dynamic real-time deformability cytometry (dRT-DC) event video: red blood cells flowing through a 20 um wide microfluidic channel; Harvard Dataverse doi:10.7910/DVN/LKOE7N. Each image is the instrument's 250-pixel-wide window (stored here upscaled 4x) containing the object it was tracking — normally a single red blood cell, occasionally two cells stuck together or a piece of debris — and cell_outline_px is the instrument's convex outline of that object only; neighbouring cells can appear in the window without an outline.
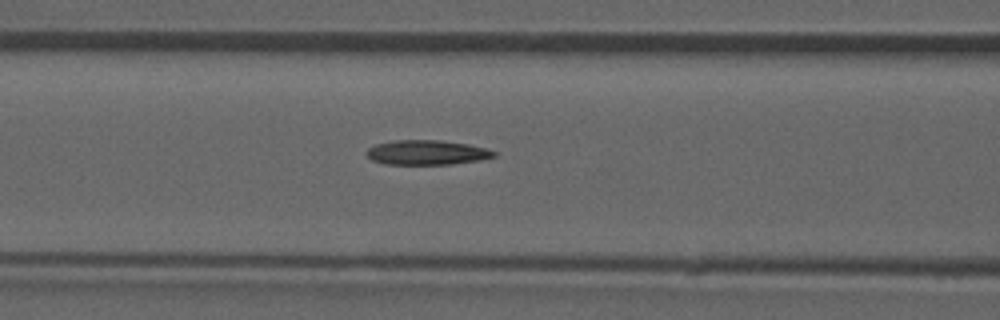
{"species": "common noctule bat (a hibernating species)", "species_latin": "Nyctalus noctula", "temperature_condition": "room temperature", "stored_images_in_passage": 48, "camera_frame_rate_fps": 3000, "um_per_image_px": 0.085, "animal": {"sex": "male", "forearm_length_mm": 52.5}, "frame": {"image": 1, "passage_image": 21, "time_ms": 6.667, "image_size_px": [1000, 320], "cell_outline_px": [[496, 156], [480, 160], [452, 164], [384, 164], [372, 160], [364, 152], [368, 148], [376, 144], [396, 140], [440, 140], [468, 144], [484, 148], [496, 152]], "centroid_in_image_um": [36.26, 12.96], "position_along_channel_um": 130.3, "area_um2": 18.26}}